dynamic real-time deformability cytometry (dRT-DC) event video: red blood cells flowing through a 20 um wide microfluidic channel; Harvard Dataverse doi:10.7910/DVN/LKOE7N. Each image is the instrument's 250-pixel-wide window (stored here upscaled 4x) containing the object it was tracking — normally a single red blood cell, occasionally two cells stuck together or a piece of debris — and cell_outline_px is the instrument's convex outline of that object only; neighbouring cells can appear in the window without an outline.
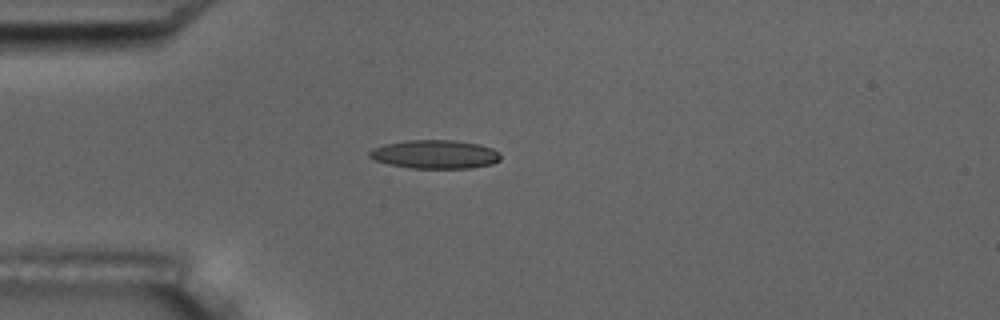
{"species": "common noctule bat (a hibernating species)", "species_latin": "Nyctalus noctula", "temperature_condition": "room temperature", "stored_images_in_passage": 5, "camera_frame_rate_fps": 3000, "um_per_image_px": 0.085, "animal": {"sex": "male", "body_mass_g": 17.5, "forearm_length_mm": 52.3}, "frame": {"image": 1, "passage_image": 4, "time_ms": 3.667, "image_size_px": [1000, 320], "cell_outline_px": [[500, 160], [492, 164], [472, 168], [412, 168], [388, 164], [376, 160], [368, 156], [368, 152], [372, 148], [384, 144], [408, 140], [456, 140], [480, 144], [492, 148], [500, 152]], "centroid_in_image_um": [36.99, 13.11], "position_along_channel_um": 48.0, "area_um2": 22.02}}